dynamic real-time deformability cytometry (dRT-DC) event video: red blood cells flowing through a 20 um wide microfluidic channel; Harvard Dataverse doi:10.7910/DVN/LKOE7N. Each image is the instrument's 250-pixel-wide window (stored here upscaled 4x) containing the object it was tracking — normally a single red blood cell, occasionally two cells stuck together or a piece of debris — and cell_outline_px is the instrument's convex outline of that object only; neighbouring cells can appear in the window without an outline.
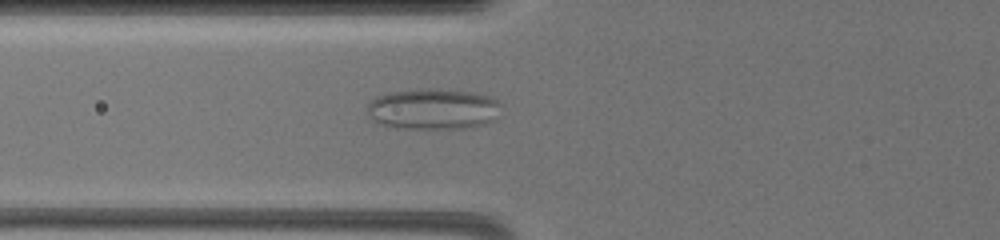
{"species": "common noctule bat (a hibernating species)", "species_latin": "Nyctalus noctula", "temperature_condition": "warm", "stored_images_in_passage": 52, "camera_frame_rate_fps": 3000, "um_per_image_px": 0.085, "animal": {"sex": "female", "body_mass_g": 19.5, "forearm_length_mm": 54.1}, "frame": {"image": 1, "passage_image": 17, "time_ms": 8.667, "image_size_px": [1000, 240], "cell_outline_px": [[500, 104], [492, 120], [484, 124], [464, 128], [404, 128], [384, 124], [368, 116], [368, 104], [372, 100], [380, 96], [392, 92], [428, 88], [432, 88], [472, 92], [488, 96], [496, 100]], "centroid_in_image_um": [36.81, 9.25], "position_along_channel_um": 89.0, "area_um2": 31.1}}
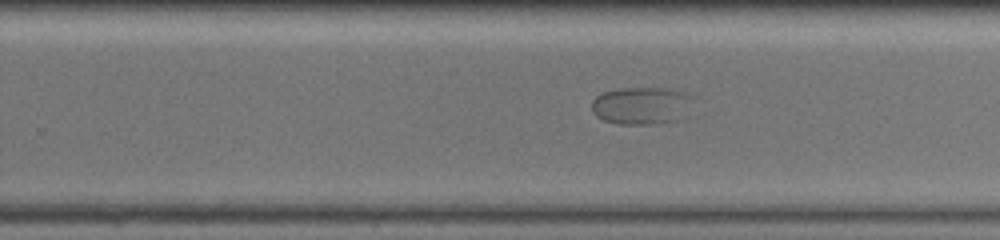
{"frame": {"image": 2, "passage_image": 33, "time_ms": 14.0, "image_size_px": [1000, 240], "cell_outline_px": [[696, 96], [688, 116], [684, 120], [656, 124], [620, 124], [604, 120], [596, 116], [592, 112], [592, 100], [596, 96], [604, 92], [620, 88], [668, 88]], "centroid_in_image_um": [54.63, 8.99], "position_along_channel_um": 275.2, "area_um2": 22.89}}
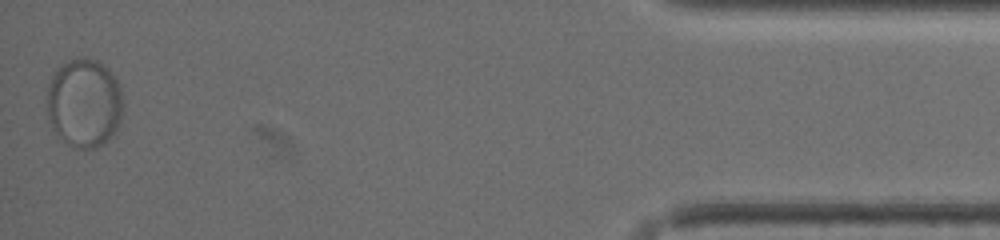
{"frame": {"image": 3, "passage_image": 52, "time_ms": 20.333, "image_size_px": [1000, 240], "cell_outline_px": [[124, 108], [120, 124], [116, 136], [104, 144], [96, 148], [76, 148], [68, 144], [52, 128], [48, 116], [48, 88], [52, 76], [56, 68], [72, 60], [84, 56], [96, 60], [108, 68], [116, 80], [120, 88], [124, 104]], "centroid_in_image_um": [7.21, 8.79], "position_along_channel_um": 428.0, "area_um2": 39.82}}